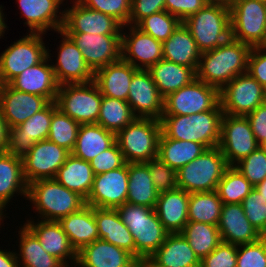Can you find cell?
<instances>
[{
  "label": "cell",
  "instance_id": "1",
  "mask_svg": "<svg viewBox=\"0 0 266 267\" xmlns=\"http://www.w3.org/2000/svg\"><path fill=\"white\" fill-rule=\"evenodd\" d=\"M251 48L230 38L219 47L201 53L196 78L220 91L234 77L247 72Z\"/></svg>",
  "mask_w": 266,
  "mask_h": 267
},
{
  "label": "cell",
  "instance_id": "2",
  "mask_svg": "<svg viewBox=\"0 0 266 267\" xmlns=\"http://www.w3.org/2000/svg\"><path fill=\"white\" fill-rule=\"evenodd\" d=\"M224 113L220 103L210 111L189 116H162V133L171 139L198 142L207 149L219 145Z\"/></svg>",
  "mask_w": 266,
  "mask_h": 267
},
{
  "label": "cell",
  "instance_id": "3",
  "mask_svg": "<svg viewBox=\"0 0 266 267\" xmlns=\"http://www.w3.org/2000/svg\"><path fill=\"white\" fill-rule=\"evenodd\" d=\"M27 200L38 218L44 221L60 219L80 210L85 199L58 183L55 179H40L28 184Z\"/></svg>",
  "mask_w": 266,
  "mask_h": 267
},
{
  "label": "cell",
  "instance_id": "4",
  "mask_svg": "<svg viewBox=\"0 0 266 267\" xmlns=\"http://www.w3.org/2000/svg\"><path fill=\"white\" fill-rule=\"evenodd\" d=\"M120 217L129 229L135 242V258L151 257L164 243L169 234L155 210L142 205L125 203L117 208Z\"/></svg>",
  "mask_w": 266,
  "mask_h": 267
},
{
  "label": "cell",
  "instance_id": "5",
  "mask_svg": "<svg viewBox=\"0 0 266 267\" xmlns=\"http://www.w3.org/2000/svg\"><path fill=\"white\" fill-rule=\"evenodd\" d=\"M161 133L160 120L136 118L115 134V141L126 163H144L158 157Z\"/></svg>",
  "mask_w": 266,
  "mask_h": 267
},
{
  "label": "cell",
  "instance_id": "6",
  "mask_svg": "<svg viewBox=\"0 0 266 267\" xmlns=\"http://www.w3.org/2000/svg\"><path fill=\"white\" fill-rule=\"evenodd\" d=\"M201 53L213 50L231 38L230 8L206 4L182 22Z\"/></svg>",
  "mask_w": 266,
  "mask_h": 267
},
{
  "label": "cell",
  "instance_id": "7",
  "mask_svg": "<svg viewBox=\"0 0 266 267\" xmlns=\"http://www.w3.org/2000/svg\"><path fill=\"white\" fill-rule=\"evenodd\" d=\"M228 167L218 146L208 148L177 170V186L187 193L215 191Z\"/></svg>",
  "mask_w": 266,
  "mask_h": 267
},
{
  "label": "cell",
  "instance_id": "8",
  "mask_svg": "<svg viewBox=\"0 0 266 267\" xmlns=\"http://www.w3.org/2000/svg\"><path fill=\"white\" fill-rule=\"evenodd\" d=\"M101 101L102 94L94 81L59 85L55 100L57 108L79 124L97 123Z\"/></svg>",
  "mask_w": 266,
  "mask_h": 267
},
{
  "label": "cell",
  "instance_id": "9",
  "mask_svg": "<svg viewBox=\"0 0 266 267\" xmlns=\"http://www.w3.org/2000/svg\"><path fill=\"white\" fill-rule=\"evenodd\" d=\"M45 34L26 33L0 54V82L8 84L28 68L41 63L47 57Z\"/></svg>",
  "mask_w": 266,
  "mask_h": 267
},
{
  "label": "cell",
  "instance_id": "10",
  "mask_svg": "<svg viewBox=\"0 0 266 267\" xmlns=\"http://www.w3.org/2000/svg\"><path fill=\"white\" fill-rule=\"evenodd\" d=\"M231 38L251 47L266 45L265 3L235 0L230 7Z\"/></svg>",
  "mask_w": 266,
  "mask_h": 267
},
{
  "label": "cell",
  "instance_id": "11",
  "mask_svg": "<svg viewBox=\"0 0 266 267\" xmlns=\"http://www.w3.org/2000/svg\"><path fill=\"white\" fill-rule=\"evenodd\" d=\"M219 97L224 114L246 116L266 102V89L246 72L225 85Z\"/></svg>",
  "mask_w": 266,
  "mask_h": 267
},
{
  "label": "cell",
  "instance_id": "12",
  "mask_svg": "<svg viewBox=\"0 0 266 267\" xmlns=\"http://www.w3.org/2000/svg\"><path fill=\"white\" fill-rule=\"evenodd\" d=\"M219 103V90L196 78L164 98L162 116H189L213 110Z\"/></svg>",
  "mask_w": 266,
  "mask_h": 267
},
{
  "label": "cell",
  "instance_id": "13",
  "mask_svg": "<svg viewBox=\"0 0 266 267\" xmlns=\"http://www.w3.org/2000/svg\"><path fill=\"white\" fill-rule=\"evenodd\" d=\"M218 147L228 166H234L259 147L246 116L223 115Z\"/></svg>",
  "mask_w": 266,
  "mask_h": 267
},
{
  "label": "cell",
  "instance_id": "14",
  "mask_svg": "<svg viewBox=\"0 0 266 267\" xmlns=\"http://www.w3.org/2000/svg\"><path fill=\"white\" fill-rule=\"evenodd\" d=\"M60 34L59 45L55 51V58L51 56L52 51L47 47V56L51 61L54 70L55 78L59 85L63 84H76V83H89L94 81V73L87 66L84 61L81 50L74 44V42L61 30L57 32ZM53 63V64H52Z\"/></svg>",
  "mask_w": 266,
  "mask_h": 267
},
{
  "label": "cell",
  "instance_id": "15",
  "mask_svg": "<svg viewBox=\"0 0 266 267\" xmlns=\"http://www.w3.org/2000/svg\"><path fill=\"white\" fill-rule=\"evenodd\" d=\"M93 73L121 59V34L65 33Z\"/></svg>",
  "mask_w": 266,
  "mask_h": 267
},
{
  "label": "cell",
  "instance_id": "16",
  "mask_svg": "<svg viewBox=\"0 0 266 267\" xmlns=\"http://www.w3.org/2000/svg\"><path fill=\"white\" fill-rule=\"evenodd\" d=\"M57 109L56 102H50L19 126L11 127L7 152L16 158H25L36 142L47 139L52 115Z\"/></svg>",
  "mask_w": 266,
  "mask_h": 267
},
{
  "label": "cell",
  "instance_id": "17",
  "mask_svg": "<svg viewBox=\"0 0 266 267\" xmlns=\"http://www.w3.org/2000/svg\"><path fill=\"white\" fill-rule=\"evenodd\" d=\"M70 154V151L48 139L36 142L22 159L23 175L27 184L40 179H54Z\"/></svg>",
  "mask_w": 266,
  "mask_h": 267
},
{
  "label": "cell",
  "instance_id": "18",
  "mask_svg": "<svg viewBox=\"0 0 266 267\" xmlns=\"http://www.w3.org/2000/svg\"><path fill=\"white\" fill-rule=\"evenodd\" d=\"M121 59L137 69L148 70L163 59L162 43L135 25L122 26Z\"/></svg>",
  "mask_w": 266,
  "mask_h": 267
},
{
  "label": "cell",
  "instance_id": "19",
  "mask_svg": "<svg viewBox=\"0 0 266 267\" xmlns=\"http://www.w3.org/2000/svg\"><path fill=\"white\" fill-rule=\"evenodd\" d=\"M128 163L106 173L94 176L86 204L95 208L117 209L128 196Z\"/></svg>",
  "mask_w": 266,
  "mask_h": 267
},
{
  "label": "cell",
  "instance_id": "20",
  "mask_svg": "<svg viewBox=\"0 0 266 267\" xmlns=\"http://www.w3.org/2000/svg\"><path fill=\"white\" fill-rule=\"evenodd\" d=\"M70 1L72 6L64 9V33L122 34V25L112 16Z\"/></svg>",
  "mask_w": 266,
  "mask_h": 267
},
{
  "label": "cell",
  "instance_id": "21",
  "mask_svg": "<svg viewBox=\"0 0 266 267\" xmlns=\"http://www.w3.org/2000/svg\"><path fill=\"white\" fill-rule=\"evenodd\" d=\"M127 102L137 118H162L164 98L148 70L138 69L133 74Z\"/></svg>",
  "mask_w": 266,
  "mask_h": 267
},
{
  "label": "cell",
  "instance_id": "22",
  "mask_svg": "<svg viewBox=\"0 0 266 267\" xmlns=\"http://www.w3.org/2000/svg\"><path fill=\"white\" fill-rule=\"evenodd\" d=\"M31 218L30 216L23 224L37 237L43 249L60 259L67 267H76L78 252L71 245L61 225L57 221Z\"/></svg>",
  "mask_w": 266,
  "mask_h": 267
},
{
  "label": "cell",
  "instance_id": "23",
  "mask_svg": "<svg viewBox=\"0 0 266 267\" xmlns=\"http://www.w3.org/2000/svg\"><path fill=\"white\" fill-rule=\"evenodd\" d=\"M21 16L25 19L28 33H48L53 30L57 33L62 30L64 10H59L67 0H16Z\"/></svg>",
  "mask_w": 266,
  "mask_h": 267
},
{
  "label": "cell",
  "instance_id": "24",
  "mask_svg": "<svg viewBox=\"0 0 266 267\" xmlns=\"http://www.w3.org/2000/svg\"><path fill=\"white\" fill-rule=\"evenodd\" d=\"M49 103L45 97L18 91L9 84L0 86V107L9 128L19 126Z\"/></svg>",
  "mask_w": 266,
  "mask_h": 267
},
{
  "label": "cell",
  "instance_id": "25",
  "mask_svg": "<svg viewBox=\"0 0 266 267\" xmlns=\"http://www.w3.org/2000/svg\"><path fill=\"white\" fill-rule=\"evenodd\" d=\"M8 84L18 91L45 97L49 102L56 100L59 90V84L48 56L41 63L19 74Z\"/></svg>",
  "mask_w": 266,
  "mask_h": 267
},
{
  "label": "cell",
  "instance_id": "26",
  "mask_svg": "<svg viewBox=\"0 0 266 267\" xmlns=\"http://www.w3.org/2000/svg\"><path fill=\"white\" fill-rule=\"evenodd\" d=\"M218 229L222 242L237 246L257 242L262 237L245 216L242 204H222Z\"/></svg>",
  "mask_w": 266,
  "mask_h": 267
},
{
  "label": "cell",
  "instance_id": "27",
  "mask_svg": "<svg viewBox=\"0 0 266 267\" xmlns=\"http://www.w3.org/2000/svg\"><path fill=\"white\" fill-rule=\"evenodd\" d=\"M15 194L27 200L28 184L23 175V161L5 151L0 154V216L3 219L10 217L5 209Z\"/></svg>",
  "mask_w": 266,
  "mask_h": 267
},
{
  "label": "cell",
  "instance_id": "28",
  "mask_svg": "<svg viewBox=\"0 0 266 267\" xmlns=\"http://www.w3.org/2000/svg\"><path fill=\"white\" fill-rule=\"evenodd\" d=\"M189 193L176 188L158 195L155 212L169 234L181 233L188 222Z\"/></svg>",
  "mask_w": 266,
  "mask_h": 267
},
{
  "label": "cell",
  "instance_id": "29",
  "mask_svg": "<svg viewBox=\"0 0 266 267\" xmlns=\"http://www.w3.org/2000/svg\"><path fill=\"white\" fill-rule=\"evenodd\" d=\"M138 69L120 59L94 73V82L102 96L127 101L133 74Z\"/></svg>",
  "mask_w": 266,
  "mask_h": 267
},
{
  "label": "cell",
  "instance_id": "30",
  "mask_svg": "<svg viewBox=\"0 0 266 267\" xmlns=\"http://www.w3.org/2000/svg\"><path fill=\"white\" fill-rule=\"evenodd\" d=\"M135 257L103 239L84 246L78 252L77 267H126Z\"/></svg>",
  "mask_w": 266,
  "mask_h": 267
},
{
  "label": "cell",
  "instance_id": "31",
  "mask_svg": "<svg viewBox=\"0 0 266 267\" xmlns=\"http://www.w3.org/2000/svg\"><path fill=\"white\" fill-rule=\"evenodd\" d=\"M58 223L77 252L84 246L99 239L98 226L94 217V207L87 204L80 210L60 219Z\"/></svg>",
  "mask_w": 266,
  "mask_h": 267
},
{
  "label": "cell",
  "instance_id": "32",
  "mask_svg": "<svg viewBox=\"0 0 266 267\" xmlns=\"http://www.w3.org/2000/svg\"><path fill=\"white\" fill-rule=\"evenodd\" d=\"M94 217L98 226L99 239L122 248L135 257V242L123 223L117 209L95 208Z\"/></svg>",
  "mask_w": 266,
  "mask_h": 267
},
{
  "label": "cell",
  "instance_id": "33",
  "mask_svg": "<svg viewBox=\"0 0 266 267\" xmlns=\"http://www.w3.org/2000/svg\"><path fill=\"white\" fill-rule=\"evenodd\" d=\"M163 59L197 71L201 52L189 30L181 23L162 43Z\"/></svg>",
  "mask_w": 266,
  "mask_h": 267
},
{
  "label": "cell",
  "instance_id": "34",
  "mask_svg": "<svg viewBox=\"0 0 266 267\" xmlns=\"http://www.w3.org/2000/svg\"><path fill=\"white\" fill-rule=\"evenodd\" d=\"M150 258L163 267H200L199 257L181 233L168 234Z\"/></svg>",
  "mask_w": 266,
  "mask_h": 267
},
{
  "label": "cell",
  "instance_id": "35",
  "mask_svg": "<svg viewBox=\"0 0 266 267\" xmlns=\"http://www.w3.org/2000/svg\"><path fill=\"white\" fill-rule=\"evenodd\" d=\"M148 71L163 98L196 79V71L193 68L166 59H161Z\"/></svg>",
  "mask_w": 266,
  "mask_h": 267
},
{
  "label": "cell",
  "instance_id": "36",
  "mask_svg": "<svg viewBox=\"0 0 266 267\" xmlns=\"http://www.w3.org/2000/svg\"><path fill=\"white\" fill-rule=\"evenodd\" d=\"M115 133L97 123L81 124L76 144L71 152L75 157L90 162L115 143Z\"/></svg>",
  "mask_w": 266,
  "mask_h": 267
},
{
  "label": "cell",
  "instance_id": "37",
  "mask_svg": "<svg viewBox=\"0 0 266 267\" xmlns=\"http://www.w3.org/2000/svg\"><path fill=\"white\" fill-rule=\"evenodd\" d=\"M19 227L18 252L15 251L19 267H67L60 259L48 254L37 237L24 225Z\"/></svg>",
  "mask_w": 266,
  "mask_h": 267
},
{
  "label": "cell",
  "instance_id": "38",
  "mask_svg": "<svg viewBox=\"0 0 266 267\" xmlns=\"http://www.w3.org/2000/svg\"><path fill=\"white\" fill-rule=\"evenodd\" d=\"M94 176L90 162L75 157L71 153L65 163L58 169L54 179L86 200L91 191Z\"/></svg>",
  "mask_w": 266,
  "mask_h": 267
},
{
  "label": "cell",
  "instance_id": "39",
  "mask_svg": "<svg viewBox=\"0 0 266 267\" xmlns=\"http://www.w3.org/2000/svg\"><path fill=\"white\" fill-rule=\"evenodd\" d=\"M127 203L155 208L159 193L149 172L148 163H128Z\"/></svg>",
  "mask_w": 266,
  "mask_h": 267
},
{
  "label": "cell",
  "instance_id": "40",
  "mask_svg": "<svg viewBox=\"0 0 266 267\" xmlns=\"http://www.w3.org/2000/svg\"><path fill=\"white\" fill-rule=\"evenodd\" d=\"M206 147L198 142L167 138L161 133L159 139L158 158L170 168L179 170L206 151Z\"/></svg>",
  "mask_w": 266,
  "mask_h": 267
},
{
  "label": "cell",
  "instance_id": "41",
  "mask_svg": "<svg viewBox=\"0 0 266 267\" xmlns=\"http://www.w3.org/2000/svg\"><path fill=\"white\" fill-rule=\"evenodd\" d=\"M222 204L216 190L189 193L188 221L218 226Z\"/></svg>",
  "mask_w": 266,
  "mask_h": 267
},
{
  "label": "cell",
  "instance_id": "42",
  "mask_svg": "<svg viewBox=\"0 0 266 267\" xmlns=\"http://www.w3.org/2000/svg\"><path fill=\"white\" fill-rule=\"evenodd\" d=\"M181 234L200 260L222 242L218 226L202 222L188 221Z\"/></svg>",
  "mask_w": 266,
  "mask_h": 267
},
{
  "label": "cell",
  "instance_id": "43",
  "mask_svg": "<svg viewBox=\"0 0 266 267\" xmlns=\"http://www.w3.org/2000/svg\"><path fill=\"white\" fill-rule=\"evenodd\" d=\"M136 118L127 101L102 96L97 124L104 129L116 134Z\"/></svg>",
  "mask_w": 266,
  "mask_h": 267
},
{
  "label": "cell",
  "instance_id": "44",
  "mask_svg": "<svg viewBox=\"0 0 266 267\" xmlns=\"http://www.w3.org/2000/svg\"><path fill=\"white\" fill-rule=\"evenodd\" d=\"M254 186L234 167L229 166L219 181L217 193L222 203L241 204Z\"/></svg>",
  "mask_w": 266,
  "mask_h": 267
},
{
  "label": "cell",
  "instance_id": "45",
  "mask_svg": "<svg viewBox=\"0 0 266 267\" xmlns=\"http://www.w3.org/2000/svg\"><path fill=\"white\" fill-rule=\"evenodd\" d=\"M80 125L57 109L52 115L47 139L72 152L76 144Z\"/></svg>",
  "mask_w": 266,
  "mask_h": 267
},
{
  "label": "cell",
  "instance_id": "46",
  "mask_svg": "<svg viewBox=\"0 0 266 267\" xmlns=\"http://www.w3.org/2000/svg\"><path fill=\"white\" fill-rule=\"evenodd\" d=\"M182 22L166 10L141 19L135 26L161 43L165 42Z\"/></svg>",
  "mask_w": 266,
  "mask_h": 267
},
{
  "label": "cell",
  "instance_id": "47",
  "mask_svg": "<svg viewBox=\"0 0 266 267\" xmlns=\"http://www.w3.org/2000/svg\"><path fill=\"white\" fill-rule=\"evenodd\" d=\"M245 216L252 226L266 237V199L253 188L242 201Z\"/></svg>",
  "mask_w": 266,
  "mask_h": 267
},
{
  "label": "cell",
  "instance_id": "48",
  "mask_svg": "<svg viewBox=\"0 0 266 267\" xmlns=\"http://www.w3.org/2000/svg\"><path fill=\"white\" fill-rule=\"evenodd\" d=\"M234 167L255 186L266 178V151L259 146Z\"/></svg>",
  "mask_w": 266,
  "mask_h": 267
},
{
  "label": "cell",
  "instance_id": "49",
  "mask_svg": "<svg viewBox=\"0 0 266 267\" xmlns=\"http://www.w3.org/2000/svg\"><path fill=\"white\" fill-rule=\"evenodd\" d=\"M86 8H91L112 16L122 26L129 23L131 0H78Z\"/></svg>",
  "mask_w": 266,
  "mask_h": 267
},
{
  "label": "cell",
  "instance_id": "50",
  "mask_svg": "<svg viewBox=\"0 0 266 267\" xmlns=\"http://www.w3.org/2000/svg\"><path fill=\"white\" fill-rule=\"evenodd\" d=\"M236 267H266V237L238 245Z\"/></svg>",
  "mask_w": 266,
  "mask_h": 267
},
{
  "label": "cell",
  "instance_id": "51",
  "mask_svg": "<svg viewBox=\"0 0 266 267\" xmlns=\"http://www.w3.org/2000/svg\"><path fill=\"white\" fill-rule=\"evenodd\" d=\"M147 163L152 181L159 194L178 188L177 171L175 169L170 168L158 157Z\"/></svg>",
  "mask_w": 266,
  "mask_h": 267
},
{
  "label": "cell",
  "instance_id": "52",
  "mask_svg": "<svg viewBox=\"0 0 266 267\" xmlns=\"http://www.w3.org/2000/svg\"><path fill=\"white\" fill-rule=\"evenodd\" d=\"M237 245L221 242L200 260V267H236Z\"/></svg>",
  "mask_w": 266,
  "mask_h": 267
},
{
  "label": "cell",
  "instance_id": "53",
  "mask_svg": "<svg viewBox=\"0 0 266 267\" xmlns=\"http://www.w3.org/2000/svg\"><path fill=\"white\" fill-rule=\"evenodd\" d=\"M126 164L123 153L115 142L109 149L98 154L90 161V166L95 175L106 173L120 168Z\"/></svg>",
  "mask_w": 266,
  "mask_h": 267
},
{
  "label": "cell",
  "instance_id": "54",
  "mask_svg": "<svg viewBox=\"0 0 266 267\" xmlns=\"http://www.w3.org/2000/svg\"><path fill=\"white\" fill-rule=\"evenodd\" d=\"M247 72L266 89V45L251 48Z\"/></svg>",
  "mask_w": 266,
  "mask_h": 267
},
{
  "label": "cell",
  "instance_id": "55",
  "mask_svg": "<svg viewBox=\"0 0 266 267\" xmlns=\"http://www.w3.org/2000/svg\"><path fill=\"white\" fill-rule=\"evenodd\" d=\"M165 10V0H131L128 25H136L141 19Z\"/></svg>",
  "mask_w": 266,
  "mask_h": 267
},
{
  "label": "cell",
  "instance_id": "56",
  "mask_svg": "<svg viewBox=\"0 0 266 267\" xmlns=\"http://www.w3.org/2000/svg\"><path fill=\"white\" fill-rule=\"evenodd\" d=\"M206 4V0H165V10L183 22Z\"/></svg>",
  "mask_w": 266,
  "mask_h": 267
},
{
  "label": "cell",
  "instance_id": "57",
  "mask_svg": "<svg viewBox=\"0 0 266 267\" xmlns=\"http://www.w3.org/2000/svg\"><path fill=\"white\" fill-rule=\"evenodd\" d=\"M258 144L266 139V102L246 115Z\"/></svg>",
  "mask_w": 266,
  "mask_h": 267
},
{
  "label": "cell",
  "instance_id": "58",
  "mask_svg": "<svg viewBox=\"0 0 266 267\" xmlns=\"http://www.w3.org/2000/svg\"><path fill=\"white\" fill-rule=\"evenodd\" d=\"M0 267H19L15 252L7 249H0Z\"/></svg>",
  "mask_w": 266,
  "mask_h": 267
},
{
  "label": "cell",
  "instance_id": "59",
  "mask_svg": "<svg viewBox=\"0 0 266 267\" xmlns=\"http://www.w3.org/2000/svg\"><path fill=\"white\" fill-rule=\"evenodd\" d=\"M9 126L6 123L4 116L2 115L0 107V149L5 152L7 151L9 144Z\"/></svg>",
  "mask_w": 266,
  "mask_h": 267
},
{
  "label": "cell",
  "instance_id": "60",
  "mask_svg": "<svg viewBox=\"0 0 266 267\" xmlns=\"http://www.w3.org/2000/svg\"><path fill=\"white\" fill-rule=\"evenodd\" d=\"M4 7L2 5H0V39L4 36L5 34V31L9 28L6 24V17H5V14L3 12V9ZM5 17V18H4Z\"/></svg>",
  "mask_w": 266,
  "mask_h": 267
},
{
  "label": "cell",
  "instance_id": "61",
  "mask_svg": "<svg viewBox=\"0 0 266 267\" xmlns=\"http://www.w3.org/2000/svg\"><path fill=\"white\" fill-rule=\"evenodd\" d=\"M235 0H206L207 4H218L230 8Z\"/></svg>",
  "mask_w": 266,
  "mask_h": 267
},
{
  "label": "cell",
  "instance_id": "62",
  "mask_svg": "<svg viewBox=\"0 0 266 267\" xmlns=\"http://www.w3.org/2000/svg\"><path fill=\"white\" fill-rule=\"evenodd\" d=\"M254 188L263 195L264 199H266V178L254 186Z\"/></svg>",
  "mask_w": 266,
  "mask_h": 267
},
{
  "label": "cell",
  "instance_id": "63",
  "mask_svg": "<svg viewBox=\"0 0 266 267\" xmlns=\"http://www.w3.org/2000/svg\"><path fill=\"white\" fill-rule=\"evenodd\" d=\"M142 262H143V267H163L157 265L150 257L143 259Z\"/></svg>",
  "mask_w": 266,
  "mask_h": 267
},
{
  "label": "cell",
  "instance_id": "64",
  "mask_svg": "<svg viewBox=\"0 0 266 267\" xmlns=\"http://www.w3.org/2000/svg\"><path fill=\"white\" fill-rule=\"evenodd\" d=\"M126 267H143V262L142 260L139 259H134L129 265H127Z\"/></svg>",
  "mask_w": 266,
  "mask_h": 267
},
{
  "label": "cell",
  "instance_id": "65",
  "mask_svg": "<svg viewBox=\"0 0 266 267\" xmlns=\"http://www.w3.org/2000/svg\"><path fill=\"white\" fill-rule=\"evenodd\" d=\"M259 146L266 151V139L262 141Z\"/></svg>",
  "mask_w": 266,
  "mask_h": 267
},
{
  "label": "cell",
  "instance_id": "66",
  "mask_svg": "<svg viewBox=\"0 0 266 267\" xmlns=\"http://www.w3.org/2000/svg\"><path fill=\"white\" fill-rule=\"evenodd\" d=\"M3 220H4V219L0 216V228H2L1 225L4 223Z\"/></svg>",
  "mask_w": 266,
  "mask_h": 267
},
{
  "label": "cell",
  "instance_id": "67",
  "mask_svg": "<svg viewBox=\"0 0 266 267\" xmlns=\"http://www.w3.org/2000/svg\"><path fill=\"white\" fill-rule=\"evenodd\" d=\"M260 2L266 3V0H259Z\"/></svg>",
  "mask_w": 266,
  "mask_h": 267
}]
</instances>
